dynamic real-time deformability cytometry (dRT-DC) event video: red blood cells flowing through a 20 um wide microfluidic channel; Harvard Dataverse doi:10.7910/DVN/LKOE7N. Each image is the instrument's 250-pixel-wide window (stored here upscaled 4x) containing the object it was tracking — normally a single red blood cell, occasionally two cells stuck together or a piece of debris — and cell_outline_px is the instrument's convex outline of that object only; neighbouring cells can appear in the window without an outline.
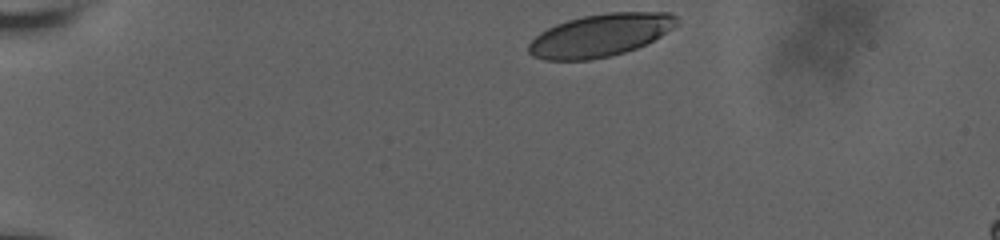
{"species": "human", "species_latin": "Homo sapiens", "temperature_condition": "room temperature", "stored_images_in_passage": 10, "camera_frame_rate_fps": 3000, "um_per_image_px": 0.085, "donor": {"sex": "male"}, "frame": {"image": 1, "passage_image": 1, "time_ms": 0.0, "image_size_px": [1000, 240], "cell_outline_px": [[680, 20], [672, 28], [660, 36], [636, 48], [624, 52], [608, 56], [588, 60], [544, 60], [532, 56], [528, 52], [528, 44], [540, 32], [556, 24], [568, 20], [584, 16], [608, 12], [668, 12], [676, 16]], "centroid_in_image_um": [51.0, 2.99], "position_along_channel_um": 34.0, "area_um2": 36.59}}
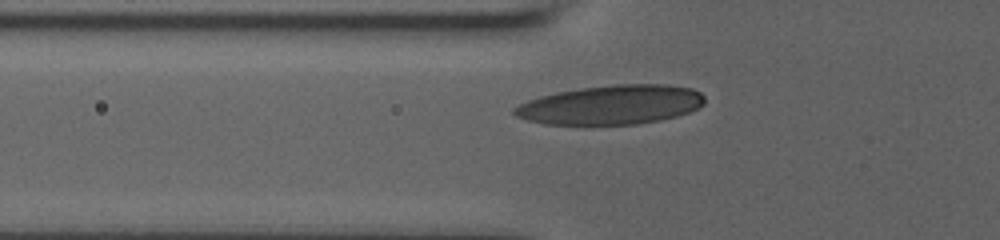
{"frame": {"image": 2, "passage_image": 9, "time_ms": 3.333, "image_size_px": [1000, 240], "cell_outline_px": [[704, 104], [688, 112], [676, 116], [660, 120], [636, 124], [544, 124], [528, 120], [516, 116], [512, 112], [512, 108], [528, 100], [540, 96], [580, 88], [616, 84], [668, 84], [692, 88], [700, 92], [704, 96]], "centroid_in_image_um": [51.96, 8.9], "position_along_channel_um": 73.8, "area_um2": 43.35}}